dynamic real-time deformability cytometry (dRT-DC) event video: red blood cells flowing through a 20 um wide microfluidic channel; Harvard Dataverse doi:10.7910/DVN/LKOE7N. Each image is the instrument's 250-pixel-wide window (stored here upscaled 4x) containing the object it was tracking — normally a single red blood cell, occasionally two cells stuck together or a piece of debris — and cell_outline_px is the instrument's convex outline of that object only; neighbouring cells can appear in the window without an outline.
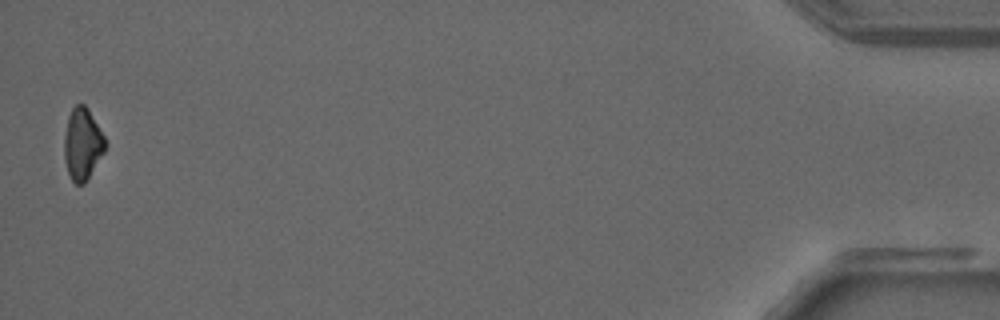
{"species": "common noctule bat (a hibernating species)", "species_latin": "Nyctalus noctula", "temperature_condition": "warm", "stored_images_in_passage": 30, "camera_frame_rate_fps": 3000, "um_per_image_px": 0.085, "animal": {"sex": "male", "forearm_length_mm": 52.5}, "frame": {"image": 1, "passage_image": 30, "time_ms": 9.667, "image_size_px": [1000, 320], "cell_outline_px": [[108, 144], [104, 152], [84, 184], [76, 184], [72, 180], [68, 172], [64, 160], [64, 136], [68, 116], [72, 108], [76, 104], [84, 104], [88, 108], [104, 136]], "centroid_in_image_um": [7.01, 12.23], "position_along_channel_um": 428.2, "area_um2": 17.17}}